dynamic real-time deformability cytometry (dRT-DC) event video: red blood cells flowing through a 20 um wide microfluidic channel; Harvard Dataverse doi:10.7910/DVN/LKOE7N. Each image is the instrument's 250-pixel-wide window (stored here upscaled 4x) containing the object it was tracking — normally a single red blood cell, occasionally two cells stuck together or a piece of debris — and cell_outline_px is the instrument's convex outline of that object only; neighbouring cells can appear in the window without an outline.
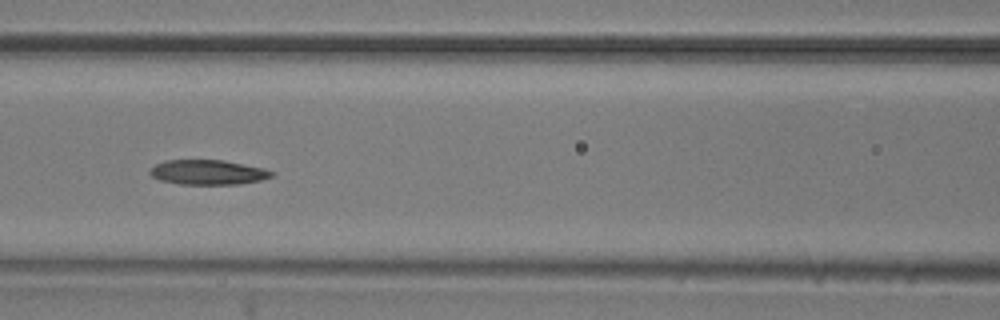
{"species": "common noctule bat (a hibernating species)", "species_latin": "Nyctalus noctula", "temperature_condition": "room temperature", "stored_images_in_passage": 9, "camera_frame_rate_fps": 3000, "um_per_image_px": 0.085, "animal": {"sex": "male", "body_mass_g": 20.5, "forearm_length_mm": 52.5}, "frame": {"image": 1, "passage_image": 6, "time_ms": 6.667, "image_size_px": [1000, 320], "cell_outline_px": [[276, 172], [272, 176], [260, 180], [240, 184], [180, 184], [160, 180], [152, 176], [148, 172], [156, 164], [164, 160], [224, 160], [264, 168]], "centroid_in_image_um": [17.69, 14.64], "position_along_channel_um": 148.9, "area_um2": 17.57}}
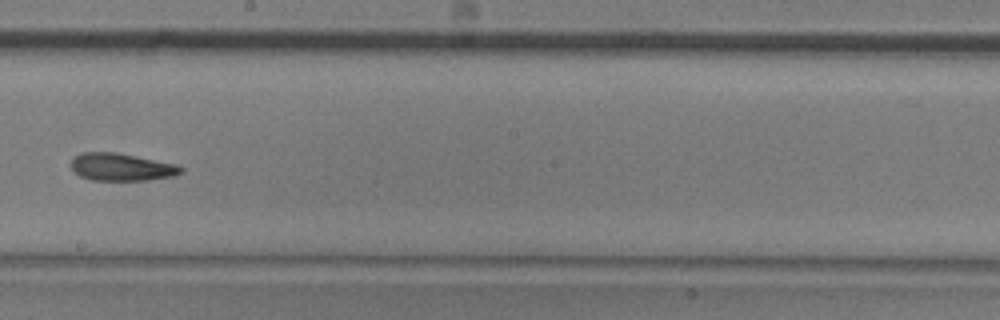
{"frame": {"image": 2, "passage_image": 8, "time_ms": 9.0, "image_size_px": [1000, 320], "cell_outline_px": [[184, 172], [176, 176], [148, 180], [92, 180], [80, 176], [72, 172], [68, 164], [72, 156], [80, 152], [116, 152], [176, 164], [184, 168]], "centroid_in_image_um": [10.27, 14.19], "position_along_channel_um": 237.9, "area_um2": 18.09}}
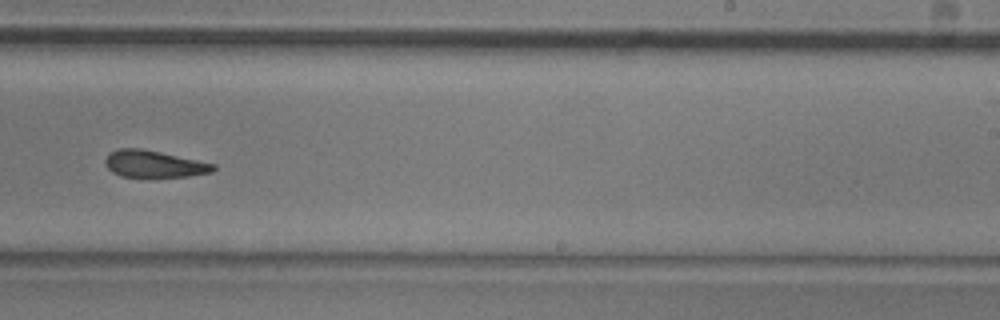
{"frame": {"image": 3, "passage_image": 9, "time_ms": 10.0, "image_size_px": [1000, 320], "cell_outline_px": [[216, 168], [212, 172], [188, 176], [120, 176], [112, 172], [104, 164], [104, 160], [112, 152], [120, 148], [140, 148], [160, 152], [216, 164]], "centroid_in_image_um": [13.09, 13.93], "position_along_channel_um": 275.9, "area_um2": 16.65}}